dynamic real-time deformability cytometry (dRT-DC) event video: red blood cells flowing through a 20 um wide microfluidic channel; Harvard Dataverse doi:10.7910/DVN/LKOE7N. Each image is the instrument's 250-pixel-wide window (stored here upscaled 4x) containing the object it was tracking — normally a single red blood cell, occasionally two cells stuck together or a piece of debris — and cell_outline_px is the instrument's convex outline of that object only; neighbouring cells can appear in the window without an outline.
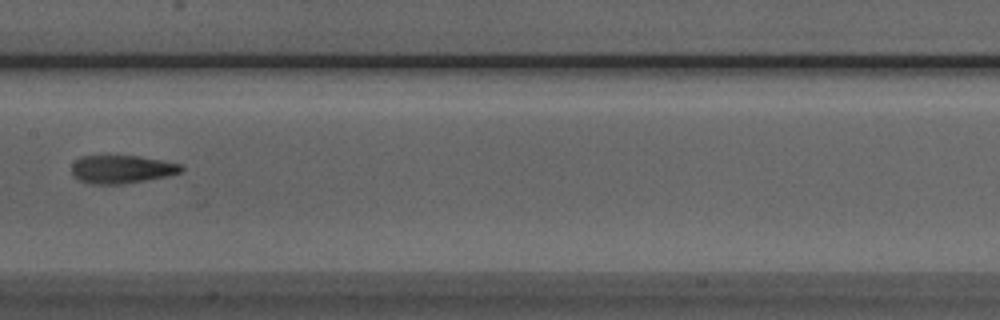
{"species": "Egyptian fruit bat (a non-hibernating species)", "species_latin": "Rousettus aegyptiacus", "temperature_condition": "room temperature", "stored_images_in_passage": 4, "camera_frame_rate_fps": 3000, "um_per_image_px": 0.085, "animal": {"sex": "male"}, "frame": {"image": 1, "passage_image": 4, "time_ms": 3.333, "image_size_px": [1000, 320], "cell_outline_px": [[184, 168], [180, 172], [168, 176], [124, 184], [92, 184], [80, 180], [72, 176], [72, 164], [76, 160], [84, 156], [136, 156], [160, 160], [180, 164]], "centroid_in_image_um": [10.33, 14.4], "position_along_channel_um": 197.1, "area_um2": 17.8}}